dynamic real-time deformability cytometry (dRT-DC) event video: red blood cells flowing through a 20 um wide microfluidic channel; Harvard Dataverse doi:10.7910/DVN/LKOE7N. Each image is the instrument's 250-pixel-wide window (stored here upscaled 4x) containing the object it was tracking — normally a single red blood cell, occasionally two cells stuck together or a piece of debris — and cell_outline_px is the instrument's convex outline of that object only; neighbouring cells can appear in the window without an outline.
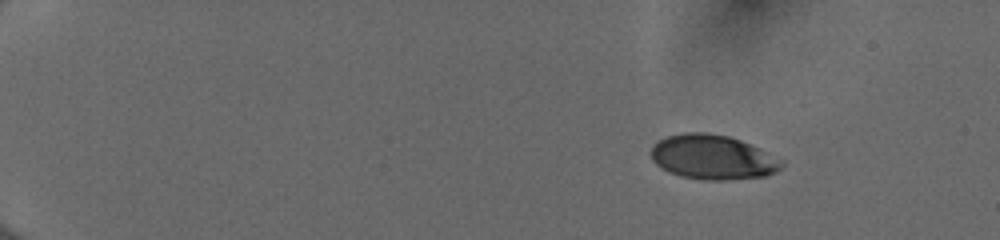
{"species": "human", "species_latin": "Homo sapiens", "temperature_condition": "cold", "stored_images_in_passage": 46, "camera_frame_rate_fps": 3000, "um_per_image_px": 0.085, "donor": {"sex": "female"}, "frame": {"image": 1, "passage_image": 1, "time_ms": 0.0, "image_size_px": [1000, 240], "cell_outline_px": [[784, 164], [776, 172], [764, 176], [724, 180], [704, 180], [680, 176], [668, 172], [656, 164], [652, 160], [648, 152], [652, 144], [668, 136], [684, 132], [708, 132], [728, 136], [740, 140], [760, 148], [784, 160]], "centroid_in_image_um": [60.56, 13.35], "position_along_channel_um": 24.4, "area_um2": 34.28}}
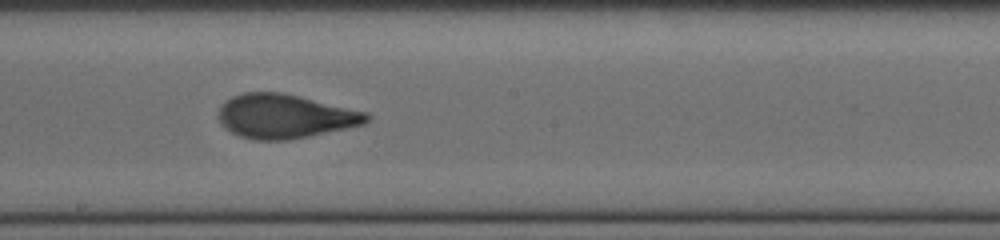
{"frame": {"image": 2, "passage_image": 26, "time_ms": 8.333, "image_size_px": [1000, 240], "cell_outline_px": [[372, 116], [364, 124], [308, 136], [288, 140], [256, 140], [240, 136], [224, 128], [220, 124], [216, 112], [220, 104], [232, 96], [244, 92], [280, 92], [300, 96], [368, 112]], "centroid_in_image_um": [24.17, 9.87], "position_along_channel_um": 224.0, "area_um2": 38.26}}
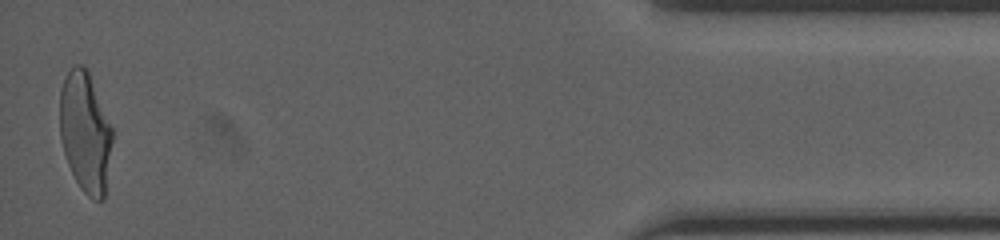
{"frame": {"image": 3, "passage_image": 46, "time_ms": 15.0, "image_size_px": [1000, 240], "cell_outline_px": [[112, 140], [104, 200], [92, 200], [80, 188], [68, 164], [60, 140], [60, 88], [68, 72], [76, 64], [84, 64], [88, 68], [112, 128]], "centroid_in_image_um": [7.24, 11.21], "position_along_channel_um": 428.0, "area_um2": 36.88}, "authors_computed_cell_mechanics": {"area_um2": 37.0209, "velocity_mm_per_s": 4.0168, "shape_relaxation_time_tau1_ms": 3.6092, "shape_relaxation_time_tau2_ms": 0.6518, "deformation_change_tau1": 0.1637, "deformation_change_tau2": 0.0698}}